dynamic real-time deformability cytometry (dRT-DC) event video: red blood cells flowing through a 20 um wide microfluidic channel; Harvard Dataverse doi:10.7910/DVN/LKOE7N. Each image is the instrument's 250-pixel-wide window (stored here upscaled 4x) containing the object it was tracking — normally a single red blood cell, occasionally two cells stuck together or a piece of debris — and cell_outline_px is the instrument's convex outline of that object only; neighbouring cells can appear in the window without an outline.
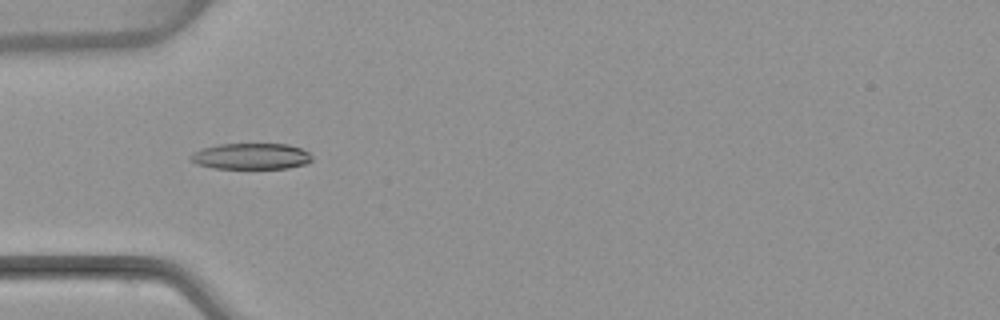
{"species": "common noctule bat (a hibernating species)", "species_latin": "Nyctalus noctula", "temperature_condition": "warm", "stored_images_in_passage": 7, "camera_frame_rate_fps": 3000, "um_per_image_px": 0.085, "animal": {"sex": "female", "body_mass_g": 22.7, "forearm_length_mm": 54.2}, "frame": {"image": 1, "passage_image": 5, "time_ms": 5.0, "image_size_px": [1000, 320], "cell_outline_px": [[312, 160], [308, 164], [288, 168], [212, 168], [196, 164], [188, 156], [192, 152], [216, 144], [288, 144], [300, 148], [308, 152], [312, 156]], "centroid_in_image_um": [21.35, 13.28], "position_along_channel_um": 63.7, "area_um2": 18.55}}
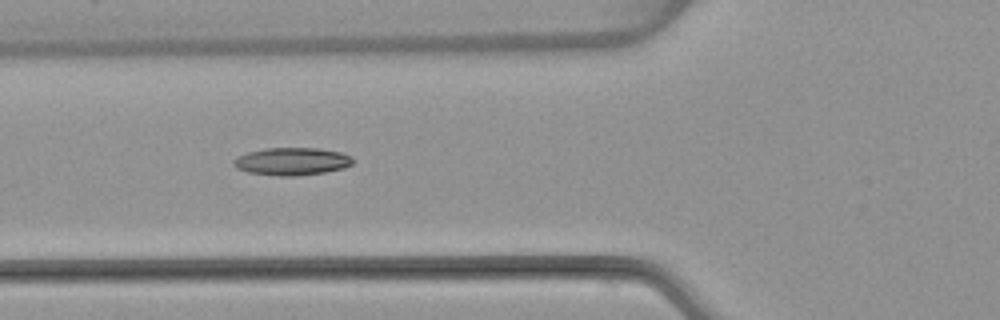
{"frame": {"image": 2, "passage_image": 6, "time_ms": 6.0, "image_size_px": [1000, 320], "cell_outline_px": [[356, 160], [352, 164], [344, 168], [324, 172], [296, 176], [280, 176], [248, 172], [236, 168], [232, 164], [232, 160], [236, 156], [248, 152], [264, 148], [316, 148], [340, 152], [352, 156]], "centroid_in_image_um": [24.8, 13.71], "position_along_channel_um": 101.0, "area_um2": 19.36}}
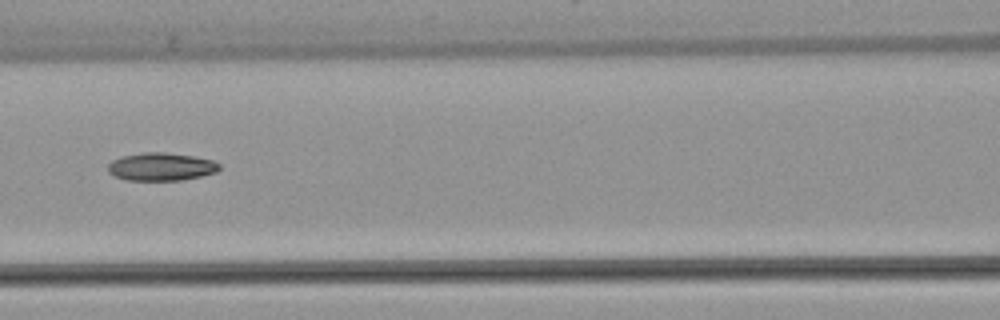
{"frame": {"image": 3, "passage_image": 7, "time_ms": 7.333, "image_size_px": [1000, 320], "cell_outline_px": [[220, 168], [216, 172], [200, 176], [180, 180], [128, 180], [116, 176], [108, 172], [108, 164], [112, 160], [120, 156], [144, 152], [164, 152], [192, 156], [212, 160], [220, 164]], "centroid_in_image_um": [13.68, 14.16], "position_along_channel_um": 152.9, "area_um2": 18.03}}